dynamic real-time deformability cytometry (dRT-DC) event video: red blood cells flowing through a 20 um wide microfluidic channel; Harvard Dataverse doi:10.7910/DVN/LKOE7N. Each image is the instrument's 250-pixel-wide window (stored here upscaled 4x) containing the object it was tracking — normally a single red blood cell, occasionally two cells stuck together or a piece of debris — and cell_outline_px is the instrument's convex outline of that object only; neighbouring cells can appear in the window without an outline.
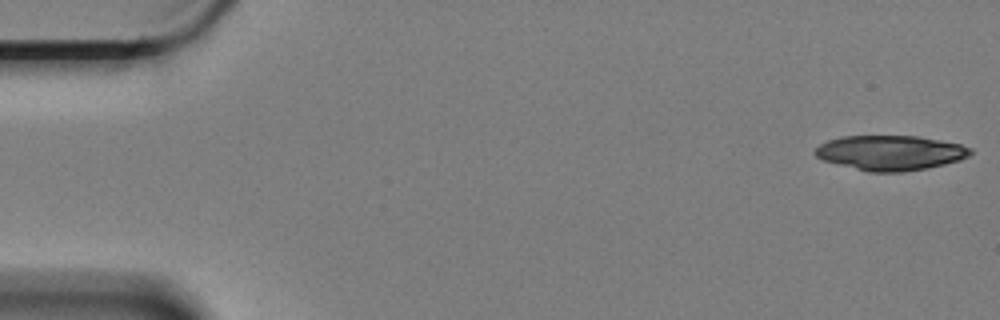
{"species": "Egyptian fruit bat (a non-hibernating species)", "species_latin": "Rousettus aegyptiacus", "temperature_condition": "cold", "stored_images_in_passage": 17, "camera_frame_rate_fps": 3000, "um_per_image_px": 0.085, "animal": {"sex": "female"}, "frame": {"image": 1, "passage_image": 1, "time_ms": 0.0, "image_size_px": [1000, 320], "cell_outline_px": [[972, 152], [968, 156], [960, 160], [928, 168], [904, 172], [868, 172], [824, 160], [816, 156], [812, 152], [820, 144], [828, 140], [840, 136], [916, 136], [940, 140], [960, 144], [972, 148]], "centroid_in_image_um": [75.68, 12.99], "position_along_channel_um": 9.3, "area_um2": 31.56}}